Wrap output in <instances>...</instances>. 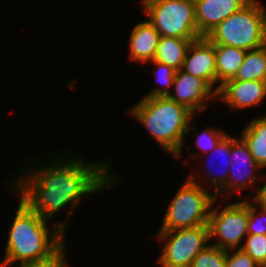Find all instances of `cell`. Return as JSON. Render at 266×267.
I'll list each match as a JSON object with an SVG mask.
<instances>
[{
	"instance_id": "4",
	"label": "cell",
	"mask_w": 266,
	"mask_h": 267,
	"mask_svg": "<svg viewBox=\"0 0 266 267\" xmlns=\"http://www.w3.org/2000/svg\"><path fill=\"white\" fill-rule=\"evenodd\" d=\"M251 0L231 14L205 37L214 44L254 50L266 45V6Z\"/></svg>"
},
{
	"instance_id": "10",
	"label": "cell",
	"mask_w": 266,
	"mask_h": 267,
	"mask_svg": "<svg viewBox=\"0 0 266 267\" xmlns=\"http://www.w3.org/2000/svg\"><path fill=\"white\" fill-rule=\"evenodd\" d=\"M168 96L196 115L205 111L211 101L217 100V93L203 79L193 77L181 69L176 70L173 88Z\"/></svg>"
},
{
	"instance_id": "16",
	"label": "cell",
	"mask_w": 266,
	"mask_h": 267,
	"mask_svg": "<svg viewBox=\"0 0 266 267\" xmlns=\"http://www.w3.org/2000/svg\"><path fill=\"white\" fill-rule=\"evenodd\" d=\"M216 57V93L221 85L233 79L241 66L246 50L223 44H214Z\"/></svg>"
},
{
	"instance_id": "20",
	"label": "cell",
	"mask_w": 266,
	"mask_h": 267,
	"mask_svg": "<svg viewBox=\"0 0 266 267\" xmlns=\"http://www.w3.org/2000/svg\"><path fill=\"white\" fill-rule=\"evenodd\" d=\"M194 124L195 122L193 118L186 131L185 137L192 138L194 136L193 139L195 138L194 142H195V146L197 147L196 149H198L201 152L199 151L195 152V149L192 153L188 152L190 153L189 157L192 160H194L195 158L198 159V157L203 158L201 156L210 153L216 147L219 141L227 134L225 130L223 131V129L219 127L216 128V126H209V127L206 126L204 127V129H202V131H200V133H198L196 131L197 126ZM193 131H196V133H192Z\"/></svg>"
},
{
	"instance_id": "19",
	"label": "cell",
	"mask_w": 266,
	"mask_h": 267,
	"mask_svg": "<svg viewBox=\"0 0 266 267\" xmlns=\"http://www.w3.org/2000/svg\"><path fill=\"white\" fill-rule=\"evenodd\" d=\"M233 79L266 81V45L246 51L244 60Z\"/></svg>"
},
{
	"instance_id": "22",
	"label": "cell",
	"mask_w": 266,
	"mask_h": 267,
	"mask_svg": "<svg viewBox=\"0 0 266 267\" xmlns=\"http://www.w3.org/2000/svg\"><path fill=\"white\" fill-rule=\"evenodd\" d=\"M226 250L209 244L192 261L190 267H225Z\"/></svg>"
},
{
	"instance_id": "18",
	"label": "cell",
	"mask_w": 266,
	"mask_h": 267,
	"mask_svg": "<svg viewBox=\"0 0 266 267\" xmlns=\"http://www.w3.org/2000/svg\"><path fill=\"white\" fill-rule=\"evenodd\" d=\"M197 39L160 37L153 61H157L175 70H180L185 60L188 47Z\"/></svg>"
},
{
	"instance_id": "15",
	"label": "cell",
	"mask_w": 266,
	"mask_h": 267,
	"mask_svg": "<svg viewBox=\"0 0 266 267\" xmlns=\"http://www.w3.org/2000/svg\"><path fill=\"white\" fill-rule=\"evenodd\" d=\"M144 19L139 23L137 22L131 30L127 55L128 61L142 66L153 61L161 37L145 16Z\"/></svg>"
},
{
	"instance_id": "9",
	"label": "cell",
	"mask_w": 266,
	"mask_h": 267,
	"mask_svg": "<svg viewBox=\"0 0 266 267\" xmlns=\"http://www.w3.org/2000/svg\"><path fill=\"white\" fill-rule=\"evenodd\" d=\"M230 159L227 186L216 198L231 201V196H235V193L237 196L241 190L243 192V190H248L247 188H252L255 194L251 195L250 199H253L260 186L258 183L262 182L263 172L261 170L263 169L254 161L247 144L240 136H232Z\"/></svg>"
},
{
	"instance_id": "12",
	"label": "cell",
	"mask_w": 266,
	"mask_h": 267,
	"mask_svg": "<svg viewBox=\"0 0 266 267\" xmlns=\"http://www.w3.org/2000/svg\"><path fill=\"white\" fill-rule=\"evenodd\" d=\"M182 71L203 79L216 92V57L214 43L206 37L192 41L186 52Z\"/></svg>"
},
{
	"instance_id": "24",
	"label": "cell",
	"mask_w": 266,
	"mask_h": 267,
	"mask_svg": "<svg viewBox=\"0 0 266 267\" xmlns=\"http://www.w3.org/2000/svg\"><path fill=\"white\" fill-rule=\"evenodd\" d=\"M248 235H266V209L249 198Z\"/></svg>"
},
{
	"instance_id": "21",
	"label": "cell",
	"mask_w": 266,
	"mask_h": 267,
	"mask_svg": "<svg viewBox=\"0 0 266 267\" xmlns=\"http://www.w3.org/2000/svg\"><path fill=\"white\" fill-rule=\"evenodd\" d=\"M150 63L152 64L151 67H153L152 71L155 79V84L153 85V88L144 95L143 97H156V96H168L173 88V81L174 76L176 73V70L172 68L171 66H168L166 64L157 62V61H150L145 63L147 65ZM158 83L160 85H158Z\"/></svg>"
},
{
	"instance_id": "6",
	"label": "cell",
	"mask_w": 266,
	"mask_h": 267,
	"mask_svg": "<svg viewBox=\"0 0 266 267\" xmlns=\"http://www.w3.org/2000/svg\"><path fill=\"white\" fill-rule=\"evenodd\" d=\"M145 18L161 37L199 39L194 0H140Z\"/></svg>"
},
{
	"instance_id": "14",
	"label": "cell",
	"mask_w": 266,
	"mask_h": 267,
	"mask_svg": "<svg viewBox=\"0 0 266 267\" xmlns=\"http://www.w3.org/2000/svg\"><path fill=\"white\" fill-rule=\"evenodd\" d=\"M231 146H232V135L230 134H226L220 141L219 143L216 145V147L208 154H205L203 157L204 159L206 158V156H210L209 159H211V155H214L213 158H217V156L219 155V157H222L221 159H223L224 161V165L223 168L220 170L221 172L217 174H213L214 170L212 171L213 167L216 166L217 162L213 161L216 159H208V162L202 163V172H200V176L203 174L205 175L204 179L199 178L198 174H196L198 172V170L196 172H191V174L188 176L193 182H196L200 185H202L203 187L207 188L208 190L211 189V192L217 196L226 186H227V179H228V174H229V167H230V152H231ZM217 154V155H216ZM216 155V156H215ZM224 157V158H223ZM220 159V158H219ZM218 161V160H217ZM222 161V162H223ZM219 162V161H218ZM207 163V164H206ZM212 163V166H211ZM214 163V164H213ZM208 164H210V167L207 166ZM221 164V163H220ZM204 165V166H203ZM219 165V164H218ZM212 167V168H211ZM221 167V166H220ZM217 168V167H216ZM219 168V166H218ZM219 171V170H218ZM196 174V175H195ZM197 176V177H196ZM201 179V181H200ZM204 183H207L208 185H203ZM202 183V184H201Z\"/></svg>"
},
{
	"instance_id": "11",
	"label": "cell",
	"mask_w": 266,
	"mask_h": 267,
	"mask_svg": "<svg viewBox=\"0 0 266 267\" xmlns=\"http://www.w3.org/2000/svg\"><path fill=\"white\" fill-rule=\"evenodd\" d=\"M266 81H241L230 79L220 86L217 101L231 111L253 109L266 101ZM250 107V108H249Z\"/></svg>"
},
{
	"instance_id": "1",
	"label": "cell",
	"mask_w": 266,
	"mask_h": 267,
	"mask_svg": "<svg viewBox=\"0 0 266 267\" xmlns=\"http://www.w3.org/2000/svg\"><path fill=\"white\" fill-rule=\"evenodd\" d=\"M69 149L65 154L62 150L60 153L49 151L43 156L36 155L37 159L28 161L29 167L27 164L18 167L9 178L7 187L9 193H19V198L31 210L50 222L66 208V217L60 222L55 221L65 234L70 217L86 196L92 197L122 181L112 173V158L90 162L78 158L75 151L71 152L73 147Z\"/></svg>"
},
{
	"instance_id": "5",
	"label": "cell",
	"mask_w": 266,
	"mask_h": 267,
	"mask_svg": "<svg viewBox=\"0 0 266 267\" xmlns=\"http://www.w3.org/2000/svg\"><path fill=\"white\" fill-rule=\"evenodd\" d=\"M215 199L216 196L211 190L193 182L187 176L167 205L159 231L208 225Z\"/></svg>"
},
{
	"instance_id": "26",
	"label": "cell",
	"mask_w": 266,
	"mask_h": 267,
	"mask_svg": "<svg viewBox=\"0 0 266 267\" xmlns=\"http://www.w3.org/2000/svg\"><path fill=\"white\" fill-rule=\"evenodd\" d=\"M263 183L259 186L258 192L253 200L258 203L261 207L266 209V174L262 175ZM264 184V185H263Z\"/></svg>"
},
{
	"instance_id": "23",
	"label": "cell",
	"mask_w": 266,
	"mask_h": 267,
	"mask_svg": "<svg viewBox=\"0 0 266 267\" xmlns=\"http://www.w3.org/2000/svg\"><path fill=\"white\" fill-rule=\"evenodd\" d=\"M241 249L260 267L266 264V235H247Z\"/></svg>"
},
{
	"instance_id": "7",
	"label": "cell",
	"mask_w": 266,
	"mask_h": 267,
	"mask_svg": "<svg viewBox=\"0 0 266 267\" xmlns=\"http://www.w3.org/2000/svg\"><path fill=\"white\" fill-rule=\"evenodd\" d=\"M247 198L233 203L228 199L226 201L229 204L226 205L217 198L214 200L208 221L210 244L223 250L241 249L248 235L249 197Z\"/></svg>"
},
{
	"instance_id": "3",
	"label": "cell",
	"mask_w": 266,
	"mask_h": 267,
	"mask_svg": "<svg viewBox=\"0 0 266 267\" xmlns=\"http://www.w3.org/2000/svg\"><path fill=\"white\" fill-rule=\"evenodd\" d=\"M130 117L145 128L147 134L176 159L182 158L185 135L196 114L169 96L142 97L129 107Z\"/></svg>"
},
{
	"instance_id": "8",
	"label": "cell",
	"mask_w": 266,
	"mask_h": 267,
	"mask_svg": "<svg viewBox=\"0 0 266 267\" xmlns=\"http://www.w3.org/2000/svg\"><path fill=\"white\" fill-rule=\"evenodd\" d=\"M155 238L163 242L156 259L160 267H190L193 259L210 244L208 225L157 231Z\"/></svg>"
},
{
	"instance_id": "27",
	"label": "cell",
	"mask_w": 266,
	"mask_h": 267,
	"mask_svg": "<svg viewBox=\"0 0 266 267\" xmlns=\"http://www.w3.org/2000/svg\"><path fill=\"white\" fill-rule=\"evenodd\" d=\"M69 262L67 259L66 253L55 263L47 265V266H41V267H69Z\"/></svg>"
},
{
	"instance_id": "17",
	"label": "cell",
	"mask_w": 266,
	"mask_h": 267,
	"mask_svg": "<svg viewBox=\"0 0 266 267\" xmlns=\"http://www.w3.org/2000/svg\"><path fill=\"white\" fill-rule=\"evenodd\" d=\"M240 137L247 144L254 161L266 170V113L247 122Z\"/></svg>"
},
{
	"instance_id": "13",
	"label": "cell",
	"mask_w": 266,
	"mask_h": 267,
	"mask_svg": "<svg viewBox=\"0 0 266 267\" xmlns=\"http://www.w3.org/2000/svg\"><path fill=\"white\" fill-rule=\"evenodd\" d=\"M251 0H194L195 19L199 35L205 37L227 17L239 11Z\"/></svg>"
},
{
	"instance_id": "2",
	"label": "cell",
	"mask_w": 266,
	"mask_h": 267,
	"mask_svg": "<svg viewBox=\"0 0 266 267\" xmlns=\"http://www.w3.org/2000/svg\"><path fill=\"white\" fill-rule=\"evenodd\" d=\"M18 203L0 263L4 267H41L57 262L67 253V235L20 198Z\"/></svg>"
},
{
	"instance_id": "25",
	"label": "cell",
	"mask_w": 266,
	"mask_h": 267,
	"mask_svg": "<svg viewBox=\"0 0 266 267\" xmlns=\"http://www.w3.org/2000/svg\"><path fill=\"white\" fill-rule=\"evenodd\" d=\"M225 267H260V266L242 249H229L226 250Z\"/></svg>"
}]
</instances>
